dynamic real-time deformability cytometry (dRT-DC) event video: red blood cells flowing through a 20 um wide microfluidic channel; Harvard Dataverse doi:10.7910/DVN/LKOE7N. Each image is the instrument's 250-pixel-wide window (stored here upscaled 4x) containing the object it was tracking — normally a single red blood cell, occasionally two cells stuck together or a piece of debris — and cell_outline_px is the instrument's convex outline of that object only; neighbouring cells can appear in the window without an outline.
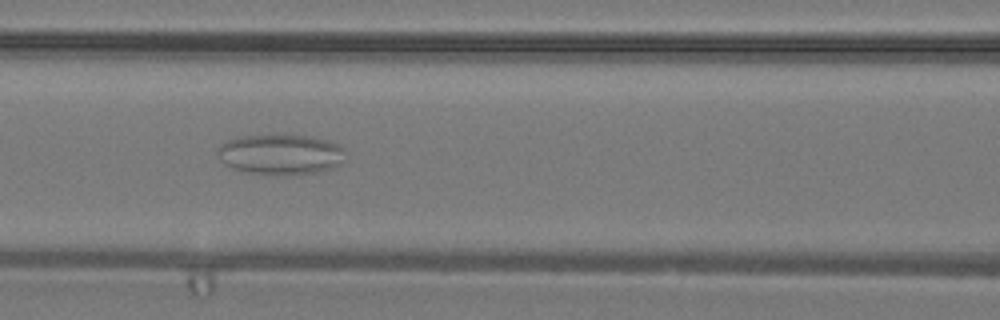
{"species": "common noctule bat (a hibernating species)", "species_latin": "Nyctalus noctula", "temperature_condition": "warm", "stored_images_in_passage": 36, "camera_frame_rate_fps": 3000, "um_per_image_px": 0.085, "animal": {"sex": "male", "body_mass_g": 19.2, "forearm_length_mm": 51.8}, "frame": {"image": 1, "passage_image": 13, "time_ms": 4.0, "image_size_px": [1000, 320], "cell_outline_px": [[344, 148], [340, 164], [332, 168], [316, 172], [272, 176], [244, 172], [232, 168], [224, 164], [220, 160], [216, 152], [220, 144], [228, 140], [240, 136], [312, 136], [328, 140], [340, 144]], "centroid_in_image_um": [23.81, 13.14], "position_along_channel_um": 142.8, "area_um2": 30.11}}
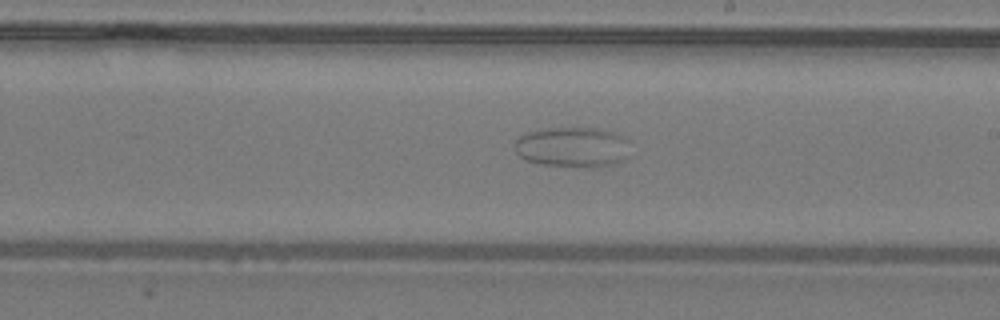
{"frame": {"image": 2, "passage_image": 19, "time_ms": 6.0, "image_size_px": [1000, 320], "cell_outline_px": [[624, 160], [616, 164], [544, 164], [524, 160], [516, 152], [516, 140], [520, 136], [528, 132], [552, 128], [596, 128], [612, 132], [620, 136], [624, 140]], "centroid_in_image_um": [48.56, 12.46], "position_along_channel_um": 240.4, "area_um2": 25.37}}
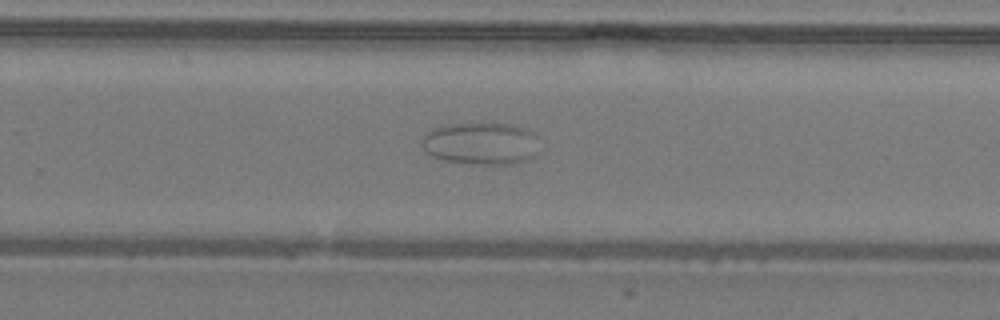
{"frame": {"image": 3, "passage_image": 22, "time_ms": 7.0, "image_size_px": [1000, 320], "cell_outline_px": [[536, 156], [512, 164], [476, 164], [444, 160], [432, 156], [424, 152], [420, 144], [420, 140], [424, 132], [440, 124], [512, 124], [536, 132]], "centroid_in_image_um": [40.8, 12.19], "position_along_channel_um": 289.0, "area_um2": 29.3}}